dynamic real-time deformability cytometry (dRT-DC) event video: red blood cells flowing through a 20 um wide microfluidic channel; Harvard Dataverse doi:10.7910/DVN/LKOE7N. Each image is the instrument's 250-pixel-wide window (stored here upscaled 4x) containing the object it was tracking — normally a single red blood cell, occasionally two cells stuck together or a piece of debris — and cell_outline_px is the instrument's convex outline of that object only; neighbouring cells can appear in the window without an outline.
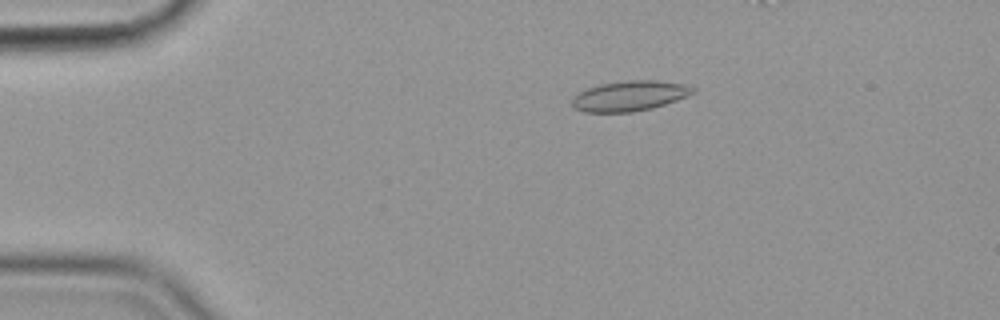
{"species": "common noctule bat (a hibernating species)", "species_latin": "Nyctalus noctula", "temperature_condition": "cold", "stored_images_in_passage": 47, "camera_frame_rate_fps": 3000, "um_per_image_px": 0.085, "animal": {"sex": "female", "body_mass_g": 19.9}, "frame": {"image": 1, "passage_image": 11, "time_ms": 3.333, "image_size_px": [1000, 320], "cell_outline_px": [[696, 92], [676, 100], [652, 108], [632, 112], [584, 112], [576, 108], [572, 104], [572, 96], [588, 88], [600, 84], [628, 80], [656, 80], [684, 84], [696, 88]], "centroid_in_image_um": [53.52, 8.15], "position_along_channel_um": 31.5, "area_um2": 21.15}}
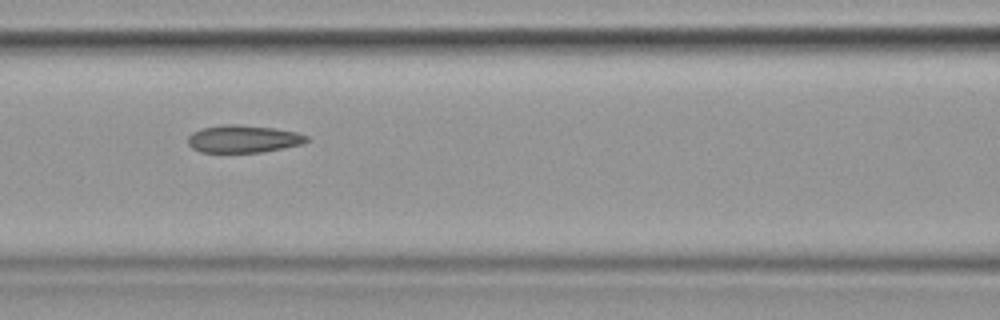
{"frame": {"image": 2, "passage_image": 25, "time_ms": 8.0, "image_size_px": [1000, 320], "cell_outline_px": [[308, 140], [304, 144], [284, 148], [260, 152], [200, 152], [192, 148], [188, 144], [188, 136], [192, 132], [200, 128], [224, 124], [236, 124], [276, 128], [296, 132], [308, 136]], "centroid_in_image_um": [20.67, 11.8], "position_along_channel_um": 145.9, "area_um2": 19.19}}
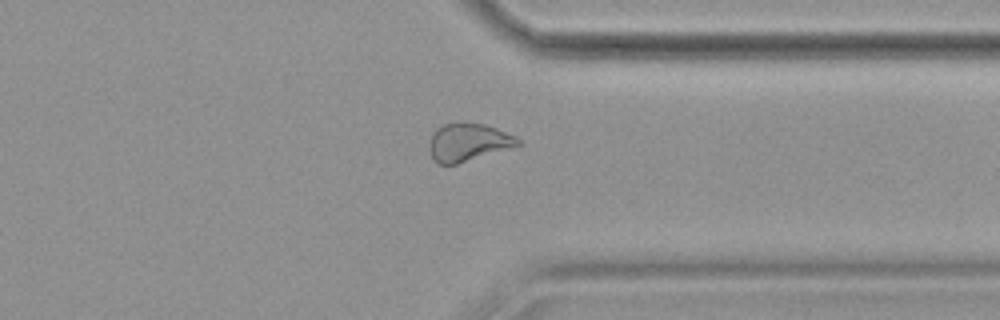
{"frame": {"image": 3, "passage_image": 44, "time_ms": 14.333, "image_size_px": [1000, 320], "cell_outline_px": [[524, 144], [516, 148], [456, 164], [436, 164], [432, 156], [432, 136], [436, 128], [444, 124], [456, 120], [468, 120], [484, 124], [496, 128], [516, 136]], "centroid_in_image_um": [39.9, 12.06], "position_along_channel_um": 371.5, "area_um2": 20.11}}